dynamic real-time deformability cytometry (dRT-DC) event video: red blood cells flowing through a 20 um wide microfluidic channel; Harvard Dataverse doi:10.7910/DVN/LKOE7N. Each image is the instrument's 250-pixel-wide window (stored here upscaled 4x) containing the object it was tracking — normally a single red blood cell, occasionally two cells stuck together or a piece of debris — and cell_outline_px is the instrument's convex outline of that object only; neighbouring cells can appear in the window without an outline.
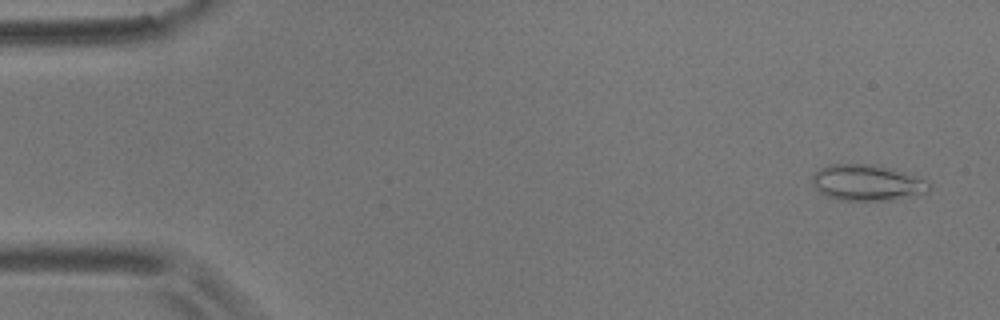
{"species": "common noctule bat (a hibernating species)", "species_latin": "Nyctalus noctula", "temperature_condition": "room temperature", "stored_images_in_passage": 58, "camera_frame_rate_fps": 3000, "um_per_image_px": 0.085, "animal": {"sex": "male", "body_mass_g": 17.9}, "frame": {"image": 1, "passage_image": 3, "time_ms": 0.667, "image_size_px": [1000, 320], "cell_outline_px": [[932, 188], [928, 192], [888, 200], [836, 200], [820, 192], [812, 184], [812, 176], [820, 168], [828, 164], [872, 164], [892, 168], [928, 180], [932, 184]], "centroid_in_image_um": [73.72, 15.52], "position_along_channel_um": 11.3, "area_um2": 24.62}}
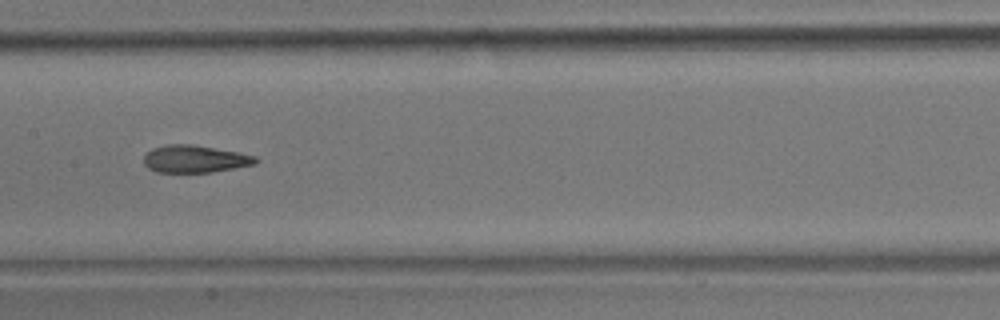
{"frame": {"image": 2, "passage_image": 29, "time_ms": 9.333, "image_size_px": [1000, 320], "cell_outline_px": [[260, 160], [256, 164], [212, 172], [156, 172], [148, 168], [144, 164], [144, 156], [152, 148], [168, 144], [192, 144], [240, 152], [256, 156]], "centroid_in_image_um": [16.59, 13.51], "position_along_channel_um": 190.8, "area_um2": 17.98}}
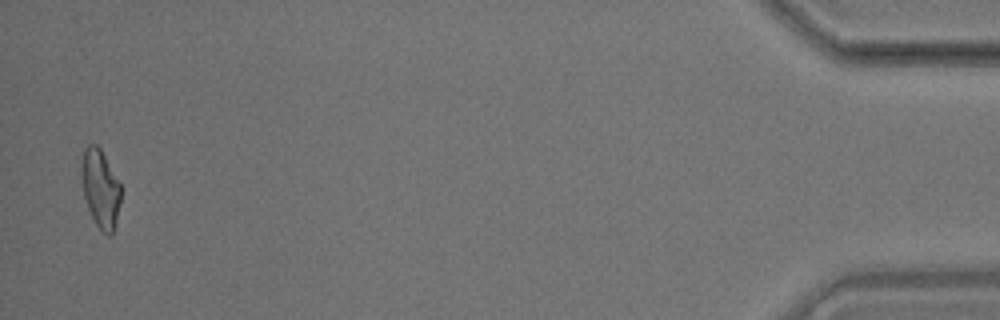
{"frame": {"image": 3, "passage_image": 57, "time_ms": 18.667, "image_size_px": [1000, 320], "cell_outline_px": [[120, 200], [116, 224], [112, 236], [108, 236], [96, 224], [88, 208], [84, 196], [80, 172], [80, 168], [84, 148], [88, 144], [96, 144], [100, 148], [120, 184]], "centroid_in_image_um": [8.52, 16.02], "position_along_channel_um": 426.7, "area_um2": 17.86}, "authors_computed_cell_mechanics": {"area_um2": 18.3804, "velocity_mm_per_s": 3.4658, "shape_relaxation_time_tau1_ms": null, "shape_relaxation_time_tau2_ms": 2.583, "deformation_change_tau1": null, "deformation_change_tau2": 0.1119}}